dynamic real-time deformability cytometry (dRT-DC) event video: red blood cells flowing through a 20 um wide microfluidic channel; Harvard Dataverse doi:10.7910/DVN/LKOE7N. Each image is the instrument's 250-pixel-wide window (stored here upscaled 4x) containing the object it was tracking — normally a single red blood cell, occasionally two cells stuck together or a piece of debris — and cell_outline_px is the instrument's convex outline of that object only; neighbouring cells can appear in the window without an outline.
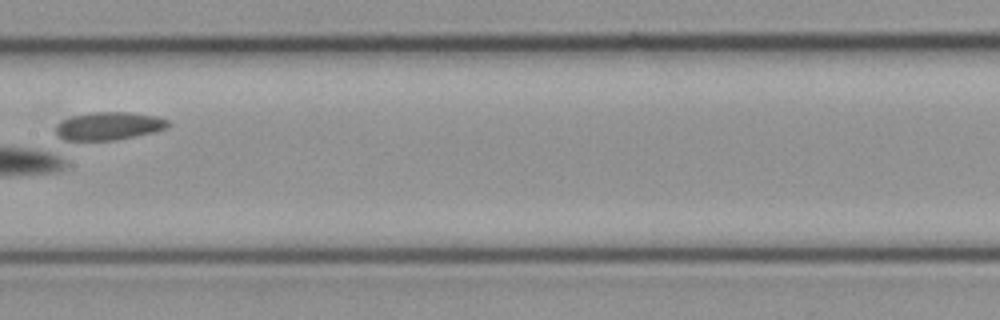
{"species": "common noctule bat (a hibernating species)", "species_latin": "Nyctalus noctula", "temperature_condition": "cold", "stored_images_in_passage": 15, "camera_frame_rate_fps": 3000, "um_per_image_px": 0.085, "animal": {"sex": "female", "body_mass_g": 21.9}, "frame": {"image": 1, "passage_image": 13, "time_ms": 4.0, "image_size_px": [1000, 320], "cell_outline_px": [[168, 128], [156, 132], [116, 140], [68, 144], [64, 144], [56, 132], [56, 128], [64, 120], [72, 116], [92, 112], [128, 112], [156, 116], [168, 120]], "centroid_in_image_um": [9.18, 10.77], "position_along_channel_um": 198.2, "area_um2": 19.07}}